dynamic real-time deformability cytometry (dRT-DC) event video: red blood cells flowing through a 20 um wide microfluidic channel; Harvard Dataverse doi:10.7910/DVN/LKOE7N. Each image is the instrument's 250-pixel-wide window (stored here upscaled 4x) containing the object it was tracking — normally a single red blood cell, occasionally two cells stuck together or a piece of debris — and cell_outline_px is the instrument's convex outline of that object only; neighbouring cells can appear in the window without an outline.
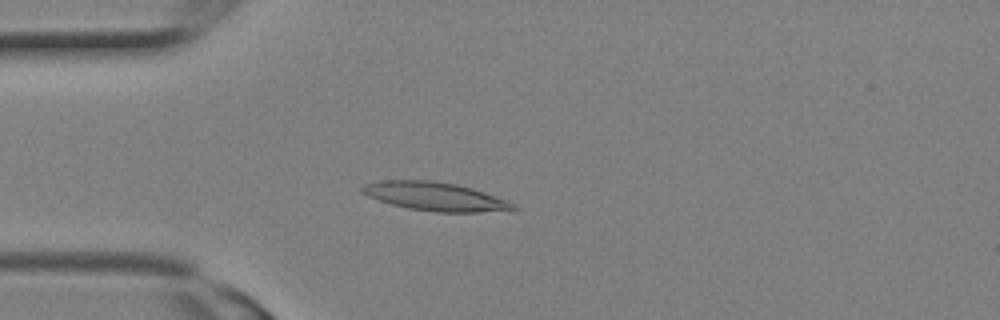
{"species": "Egyptian fruit bat (a non-hibernating species)", "species_latin": "Rousettus aegyptiacus", "temperature_condition": "room temperature", "stored_images_in_passage": 11, "camera_frame_rate_fps": 3000, "um_per_image_px": 0.085, "animal": {"sex": "female"}, "frame": {"image": 1, "passage_image": 7, "time_ms": 2.0, "image_size_px": [1000, 320], "cell_outline_px": [[520, 208], [480, 212], [436, 212], [408, 208], [392, 204], [368, 196], [360, 192], [360, 188], [364, 184], [380, 180], [432, 180], [456, 184], [472, 188], [508, 200], [516, 204]], "centroid_in_image_um": [36.97, 16.69], "position_along_channel_um": 48.0, "area_um2": 25.09}}
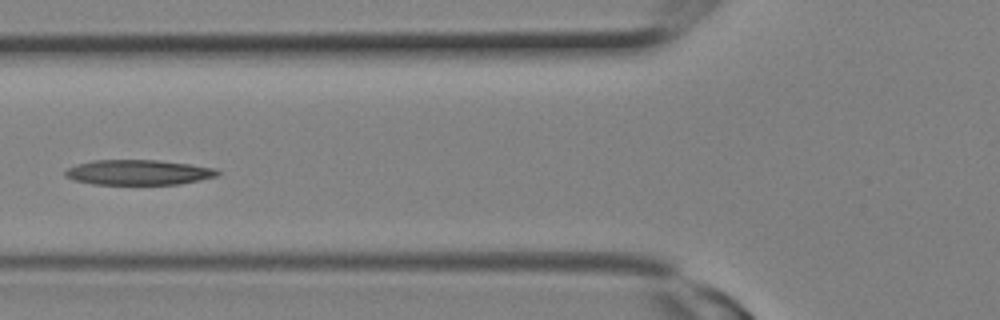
{"frame": {"image": 2, "passage_image": 10, "time_ms": 3.0, "image_size_px": [1000, 320], "cell_outline_px": [[220, 172], [216, 176], [200, 180], [180, 184], [92, 184], [72, 180], [64, 176], [64, 172], [68, 168], [76, 164], [92, 160], [160, 160], [216, 168]], "centroid_in_image_um": [11.73, 14.65], "position_along_channel_um": 114.1, "area_um2": 22.37}}